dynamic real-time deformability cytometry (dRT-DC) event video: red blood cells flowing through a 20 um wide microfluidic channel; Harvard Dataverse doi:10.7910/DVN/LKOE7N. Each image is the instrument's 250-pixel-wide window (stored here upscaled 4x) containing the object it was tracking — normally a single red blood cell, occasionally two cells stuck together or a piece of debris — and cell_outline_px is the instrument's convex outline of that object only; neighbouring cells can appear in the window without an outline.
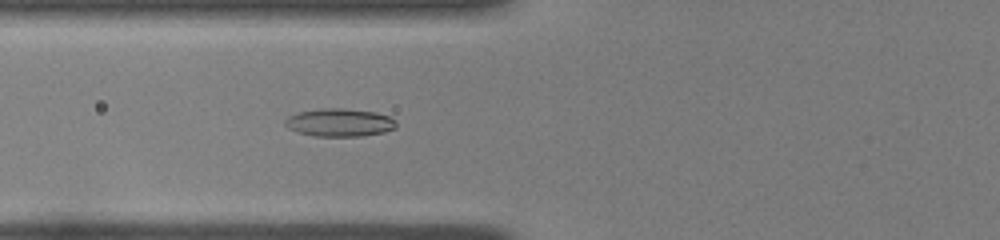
{"species": "common noctule bat (a hibernating species)", "species_latin": "Nyctalus noctula", "temperature_condition": "room temperature", "stored_images_in_passage": 36, "camera_frame_rate_fps": 3000, "um_per_image_px": 0.085, "animal": {"sex": "female", "body_mass_g": 22.0, "forearm_length_mm": 56.7}, "frame": {"image": 1, "passage_image": 7, "time_ms": 2.0, "image_size_px": [1000, 240], "cell_outline_px": [[396, 128], [384, 132], [364, 136], [312, 136], [296, 132], [288, 128], [284, 124], [284, 120], [288, 116], [300, 112], [320, 108], [344, 108], [376, 112], [388, 116], [396, 120]], "centroid_in_image_um": [28.85, 10.42], "position_along_channel_um": 96.9, "area_um2": 18.32}}
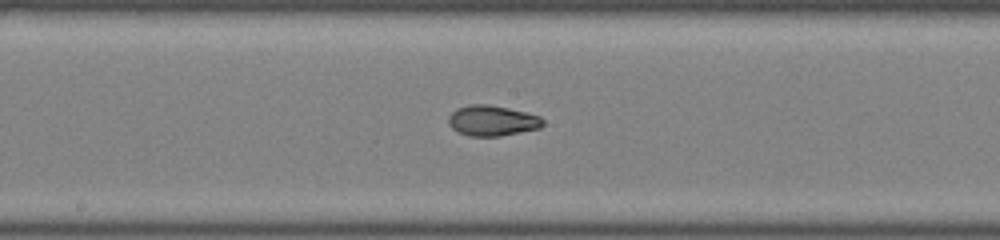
{"frame": {"image": 2, "passage_image": 15, "time_ms": 4.667, "image_size_px": [1000, 240], "cell_outline_px": [[544, 124], [540, 128], [500, 136], [468, 136], [456, 132], [448, 124], [448, 116], [456, 108], [468, 104], [488, 104], [508, 108], [540, 116], [544, 120]], "centroid_in_image_um": [41.8, 10.25], "position_along_channel_um": 206.4, "area_um2": 16.94}}
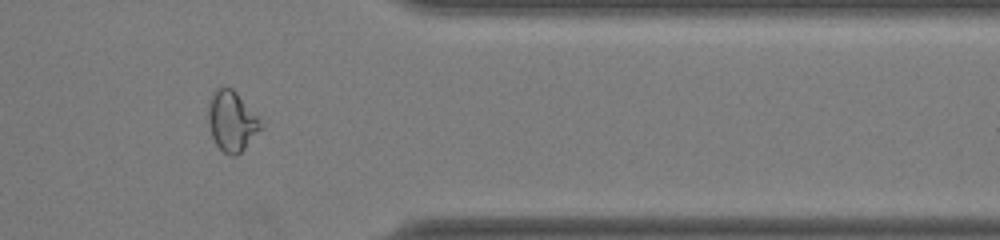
{"frame": {"image": 3, "passage_image": 29, "time_ms": 9.333, "image_size_px": [1000, 240], "cell_outline_px": [[260, 128], [244, 148], [236, 156], [232, 156], [224, 152], [216, 144], [212, 136], [208, 124], [208, 104], [212, 92], [216, 88], [224, 84], [232, 88], [260, 116]], "centroid_in_image_um": [19.67, 10.23], "position_along_channel_um": 391.7, "area_um2": 18.5}, "authors_computed_cell_mechanics": {"area_um2": 16.9643, "velocity_mm_per_s": 4.0953, "shape_relaxation_time_tau1_ms": null, "shape_relaxation_time_tau2_ms": 0.9236, "deformation_change_tau1": null, "deformation_change_tau2": 0.0491}}